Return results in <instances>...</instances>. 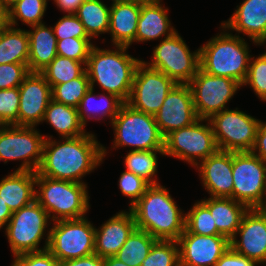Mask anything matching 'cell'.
<instances>
[{
	"mask_svg": "<svg viewBox=\"0 0 266 266\" xmlns=\"http://www.w3.org/2000/svg\"><path fill=\"white\" fill-rule=\"evenodd\" d=\"M44 137L42 160L36 171L40 176L86 184L82 178L97 168L107 154L106 147L92 133L62 138L63 142Z\"/></svg>",
	"mask_w": 266,
	"mask_h": 266,
	"instance_id": "6da1fadb",
	"label": "cell"
},
{
	"mask_svg": "<svg viewBox=\"0 0 266 266\" xmlns=\"http://www.w3.org/2000/svg\"><path fill=\"white\" fill-rule=\"evenodd\" d=\"M129 210L136 228L157 240L177 241L185 230L184 210L178 207L169 190L160 184L150 185Z\"/></svg>",
	"mask_w": 266,
	"mask_h": 266,
	"instance_id": "7a4b0ae2",
	"label": "cell"
},
{
	"mask_svg": "<svg viewBox=\"0 0 266 266\" xmlns=\"http://www.w3.org/2000/svg\"><path fill=\"white\" fill-rule=\"evenodd\" d=\"M115 50L93 46L85 65V71L94 89L97 82L106 93H112L124 103L128 101L134 74L141 60L126 53L127 46H115Z\"/></svg>",
	"mask_w": 266,
	"mask_h": 266,
	"instance_id": "3957f363",
	"label": "cell"
},
{
	"mask_svg": "<svg viewBox=\"0 0 266 266\" xmlns=\"http://www.w3.org/2000/svg\"><path fill=\"white\" fill-rule=\"evenodd\" d=\"M200 68L211 75L227 77L241 85L246 79L251 55L248 43L223 31L200 48Z\"/></svg>",
	"mask_w": 266,
	"mask_h": 266,
	"instance_id": "277c9868",
	"label": "cell"
},
{
	"mask_svg": "<svg viewBox=\"0 0 266 266\" xmlns=\"http://www.w3.org/2000/svg\"><path fill=\"white\" fill-rule=\"evenodd\" d=\"M36 187L39 190L36 189L35 200L46 210L52 222L80 219L89 210L87 184L52 179L36 173Z\"/></svg>",
	"mask_w": 266,
	"mask_h": 266,
	"instance_id": "5b68a950",
	"label": "cell"
},
{
	"mask_svg": "<svg viewBox=\"0 0 266 266\" xmlns=\"http://www.w3.org/2000/svg\"><path fill=\"white\" fill-rule=\"evenodd\" d=\"M111 125L115 133L113 148L128 146L134 151L164 150V136L154 115L136 110L125 102Z\"/></svg>",
	"mask_w": 266,
	"mask_h": 266,
	"instance_id": "8992f818",
	"label": "cell"
},
{
	"mask_svg": "<svg viewBox=\"0 0 266 266\" xmlns=\"http://www.w3.org/2000/svg\"><path fill=\"white\" fill-rule=\"evenodd\" d=\"M45 245L59 262L94 254L95 227L87 220H59L46 234Z\"/></svg>",
	"mask_w": 266,
	"mask_h": 266,
	"instance_id": "52a82bcc",
	"label": "cell"
},
{
	"mask_svg": "<svg viewBox=\"0 0 266 266\" xmlns=\"http://www.w3.org/2000/svg\"><path fill=\"white\" fill-rule=\"evenodd\" d=\"M188 47L176 31L156 45L152 61L145 63L164 73L176 84H188L200 69V49L191 52Z\"/></svg>",
	"mask_w": 266,
	"mask_h": 266,
	"instance_id": "ba28073f",
	"label": "cell"
},
{
	"mask_svg": "<svg viewBox=\"0 0 266 266\" xmlns=\"http://www.w3.org/2000/svg\"><path fill=\"white\" fill-rule=\"evenodd\" d=\"M209 121L217 147L221 151L251 152L260 121L243 111L225 109L212 115Z\"/></svg>",
	"mask_w": 266,
	"mask_h": 266,
	"instance_id": "9c48e42d",
	"label": "cell"
},
{
	"mask_svg": "<svg viewBox=\"0 0 266 266\" xmlns=\"http://www.w3.org/2000/svg\"><path fill=\"white\" fill-rule=\"evenodd\" d=\"M49 220V214L36 200L13 212L5 228L13 256L46 250L38 245L46 236Z\"/></svg>",
	"mask_w": 266,
	"mask_h": 266,
	"instance_id": "30bf717a",
	"label": "cell"
},
{
	"mask_svg": "<svg viewBox=\"0 0 266 266\" xmlns=\"http://www.w3.org/2000/svg\"><path fill=\"white\" fill-rule=\"evenodd\" d=\"M198 119L193 124L170 132L164 138V156H172L193 165L215 154L217 147L210 122ZM202 123V124H201ZM198 159V160H196Z\"/></svg>",
	"mask_w": 266,
	"mask_h": 266,
	"instance_id": "8fae6325",
	"label": "cell"
},
{
	"mask_svg": "<svg viewBox=\"0 0 266 266\" xmlns=\"http://www.w3.org/2000/svg\"><path fill=\"white\" fill-rule=\"evenodd\" d=\"M233 199L259 208L266 187V161L252 152H232Z\"/></svg>",
	"mask_w": 266,
	"mask_h": 266,
	"instance_id": "7c38bea8",
	"label": "cell"
},
{
	"mask_svg": "<svg viewBox=\"0 0 266 266\" xmlns=\"http://www.w3.org/2000/svg\"><path fill=\"white\" fill-rule=\"evenodd\" d=\"M45 137L35 127L7 125L0 133V161L22 160L16 171L36 172L41 164Z\"/></svg>",
	"mask_w": 266,
	"mask_h": 266,
	"instance_id": "4fadbf2b",
	"label": "cell"
},
{
	"mask_svg": "<svg viewBox=\"0 0 266 266\" xmlns=\"http://www.w3.org/2000/svg\"><path fill=\"white\" fill-rule=\"evenodd\" d=\"M188 85L192 92L196 114L198 118L204 120L228 109L226 104L242 86L233 79L208 74L201 68Z\"/></svg>",
	"mask_w": 266,
	"mask_h": 266,
	"instance_id": "5bb4252c",
	"label": "cell"
},
{
	"mask_svg": "<svg viewBox=\"0 0 266 266\" xmlns=\"http://www.w3.org/2000/svg\"><path fill=\"white\" fill-rule=\"evenodd\" d=\"M175 85L176 83L164 73L149 67L141 60L136 68L131 93L126 103L143 113L155 115Z\"/></svg>",
	"mask_w": 266,
	"mask_h": 266,
	"instance_id": "9a60e30c",
	"label": "cell"
},
{
	"mask_svg": "<svg viewBox=\"0 0 266 266\" xmlns=\"http://www.w3.org/2000/svg\"><path fill=\"white\" fill-rule=\"evenodd\" d=\"M164 138L172 131L189 126L199 118L188 84H176L167 94L161 108L154 115Z\"/></svg>",
	"mask_w": 266,
	"mask_h": 266,
	"instance_id": "2e32d148",
	"label": "cell"
},
{
	"mask_svg": "<svg viewBox=\"0 0 266 266\" xmlns=\"http://www.w3.org/2000/svg\"><path fill=\"white\" fill-rule=\"evenodd\" d=\"M18 89V126L37 127L52 100V88L40 72H30Z\"/></svg>",
	"mask_w": 266,
	"mask_h": 266,
	"instance_id": "e0dca14e",
	"label": "cell"
},
{
	"mask_svg": "<svg viewBox=\"0 0 266 266\" xmlns=\"http://www.w3.org/2000/svg\"><path fill=\"white\" fill-rule=\"evenodd\" d=\"M230 247L258 265L266 264V212L258 208L248 209L230 240Z\"/></svg>",
	"mask_w": 266,
	"mask_h": 266,
	"instance_id": "ac0fdd59",
	"label": "cell"
},
{
	"mask_svg": "<svg viewBox=\"0 0 266 266\" xmlns=\"http://www.w3.org/2000/svg\"><path fill=\"white\" fill-rule=\"evenodd\" d=\"M177 243L180 266H215L230 247V240L223 235L182 233Z\"/></svg>",
	"mask_w": 266,
	"mask_h": 266,
	"instance_id": "d6986e66",
	"label": "cell"
},
{
	"mask_svg": "<svg viewBox=\"0 0 266 266\" xmlns=\"http://www.w3.org/2000/svg\"><path fill=\"white\" fill-rule=\"evenodd\" d=\"M203 187L211 197L233 199L232 152L218 150L196 165Z\"/></svg>",
	"mask_w": 266,
	"mask_h": 266,
	"instance_id": "ffe728a7",
	"label": "cell"
},
{
	"mask_svg": "<svg viewBox=\"0 0 266 266\" xmlns=\"http://www.w3.org/2000/svg\"><path fill=\"white\" fill-rule=\"evenodd\" d=\"M221 28L247 35L254 44L266 43V0H244ZM231 29V30H230Z\"/></svg>",
	"mask_w": 266,
	"mask_h": 266,
	"instance_id": "44dd1931",
	"label": "cell"
},
{
	"mask_svg": "<svg viewBox=\"0 0 266 266\" xmlns=\"http://www.w3.org/2000/svg\"><path fill=\"white\" fill-rule=\"evenodd\" d=\"M136 228L132 212L121 211L95 228L94 253L101 258L113 257Z\"/></svg>",
	"mask_w": 266,
	"mask_h": 266,
	"instance_id": "7402d4cb",
	"label": "cell"
},
{
	"mask_svg": "<svg viewBox=\"0 0 266 266\" xmlns=\"http://www.w3.org/2000/svg\"><path fill=\"white\" fill-rule=\"evenodd\" d=\"M108 33L114 46L129 47L135 42L141 1L115 2L110 5Z\"/></svg>",
	"mask_w": 266,
	"mask_h": 266,
	"instance_id": "603a6c76",
	"label": "cell"
},
{
	"mask_svg": "<svg viewBox=\"0 0 266 266\" xmlns=\"http://www.w3.org/2000/svg\"><path fill=\"white\" fill-rule=\"evenodd\" d=\"M162 0L141 1V12L137 24L135 42L156 40L165 36L170 37L175 28L171 26L168 8L161 3Z\"/></svg>",
	"mask_w": 266,
	"mask_h": 266,
	"instance_id": "cb8c5ba5",
	"label": "cell"
},
{
	"mask_svg": "<svg viewBox=\"0 0 266 266\" xmlns=\"http://www.w3.org/2000/svg\"><path fill=\"white\" fill-rule=\"evenodd\" d=\"M36 172L14 171L0 181V197L12 212L35 200Z\"/></svg>",
	"mask_w": 266,
	"mask_h": 266,
	"instance_id": "d4e9b609",
	"label": "cell"
},
{
	"mask_svg": "<svg viewBox=\"0 0 266 266\" xmlns=\"http://www.w3.org/2000/svg\"><path fill=\"white\" fill-rule=\"evenodd\" d=\"M201 202L210 210L217 231L231 240L240 226L248 207L232 198L210 197Z\"/></svg>",
	"mask_w": 266,
	"mask_h": 266,
	"instance_id": "484cf974",
	"label": "cell"
},
{
	"mask_svg": "<svg viewBox=\"0 0 266 266\" xmlns=\"http://www.w3.org/2000/svg\"><path fill=\"white\" fill-rule=\"evenodd\" d=\"M30 27L28 68L30 72H41L57 56V39L53 27L44 23Z\"/></svg>",
	"mask_w": 266,
	"mask_h": 266,
	"instance_id": "4316f807",
	"label": "cell"
},
{
	"mask_svg": "<svg viewBox=\"0 0 266 266\" xmlns=\"http://www.w3.org/2000/svg\"><path fill=\"white\" fill-rule=\"evenodd\" d=\"M43 121L51 125L61 138H75L86 134L85 126L79 119L77 108L55 102H49Z\"/></svg>",
	"mask_w": 266,
	"mask_h": 266,
	"instance_id": "83f0119b",
	"label": "cell"
},
{
	"mask_svg": "<svg viewBox=\"0 0 266 266\" xmlns=\"http://www.w3.org/2000/svg\"><path fill=\"white\" fill-rule=\"evenodd\" d=\"M93 92L94 89L90 88L85 93V96L80 100L77 107L80 121L84 126H86L88 119L90 118L101 120V118L108 116L110 117V122L112 123L124 102L112 93H100V95H95ZM97 96L100 98L99 103L95 100Z\"/></svg>",
	"mask_w": 266,
	"mask_h": 266,
	"instance_id": "f1b7e54d",
	"label": "cell"
},
{
	"mask_svg": "<svg viewBox=\"0 0 266 266\" xmlns=\"http://www.w3.org/2000/svg\"><path fill=\"white\" fill-rule=\"evenodd\" d=\"M29 35L27 30L9 26L0 34V64H28Z\"/></svg>",
	"mask_w": 266,
	"mask_h": 266,
	"instance_id": "f546056e",
	"label": "cell"
},
{
	"mask_svg": "<svg viewBox=\"0 0 266 266\" xmlns=\"http://www.w3.org/2000/svg\"><path fill=\"white\" fill-rule=\"evenodd\" d=\"M110 9L101 0H85L75 15L84 25L88 36L92 39L100 34L108 33Z\"/></svg>",
	"mask_w": 266,
	"mask_h": 266,
	"instance_id": "4dcf8cb0",
	"label": "cell"
},
{
	"mask_svg": "<svg viewBox=\"0 0 266 266\" xmlns=\"http://www.w3.org/2000/svg\"><path fill=\"white\" fill-rule=\"evenodd\" d=\"M156 241L146 231L135 228L114 257L129 266H141Z\"/></svg>",
	"mask_w": 266,
	"mask_h": 266,
	"instance_id": "1f68e13d",
	"label": "cell"
},
{
	"mask_svg": "<svg viewBox=\"0 0 266 266\" xmlns=\"http://www.w3.org/2000/svg\"><path fill=\"white\" fill-rule=\"evenodd\" d=\"M157 153L164 156V150H130L124 161L126 170L143 178L150 185L159 184L153 178L156 177L158 168Z\"/></svg>",
	"mask_w": 266,
	"mask_h": 266,
	"instance_id": "d6a6232c",
	"label": "cell"
},
{
	"mask_svg": "<svg viewBox=\"0 0 266 266\" xmlns=\"http://www.w3.org/2000/svg\"><path fill=\"white\" fill-rule=\"evenodd\" d=\"M84 72L83 62L57 55L40 73L53 88L57 84L80 77Z\"/></svg>",
	"mask_w": 266,
	"mask_h": 266,
	"instance_id": "836d02e7",
	"label": "cell"
},
{
	"mask_svg": "<svg viewBox=\"0 0 266 266\" xmlns=\"http://www.w3.org/2000/svg\"><path fill=\"white\" fill-rule=\"evenodd\" d=\"M48 0H19L9 8V24L18 25L17 20L28 26L42 24Z\"/></svg>",
	"mask_w": 266,
	"mask_h": 266,
	"instance_id": "e575fe53",
	"label": "cell"
},
{
	"mask_svg": "<svg viewBox=\"0 0 266 266\" xmlns=\"http://www.w3.org/2000/svg\"><path fill=\"white\" fill-rule=\"evenodd\" d=\"M91 88L86 71L78 78L57 84L52 88V99L55 102L77 108L80 100Z\"/></svg>",
	"mask_w": 266,
	"mask_h": 266,
	"instance_id": "d590c367",
	"label": "cell"
},
{
	"mask_svg": "<svg viewBox=\"0 0 266 266\" xmlns=\"http://www.w3.org/2000/svg\"><path fill=\"white\" fill-rule=\"evenodd\" d=\"M183 233H194L205 236L221 235L217 231L210 210L201 201H197L190 208V211L185 213V230Z\"/></svg>",
	"mask_w": 266,
	"mask_h": 266,
	"instance_id": "8d00e7d4",
	"label": "cell"
},
{
	"mask_svg": "<svg viewBox=\"0 0 266 266\" xmlns=\"http://www.w3.org/2000/svg\"><path fill=\"white\" fill-rule=\"evenodd\" d=\"M141 266H180L177 241L157 240Z\"/></svg>",
	"mask_w": 266,
	"mask_h": 266,
	"instance_id": "74e56055",
	"label": "cell"
},
{
	"mask_svg": "<svg viewBox=\"0 0 266 266\" xmlns=\"http://www.w3.org/2000/svg\"><path fill=\"white\" fill-rule=\"evenodd\" d=\"M93 46L91 38H65L57 40V55L83 62L86 65Z\"/></svg>",
	"mask_w": 266,
	"mask_h": 266,
	"instance_id": "f35d334b",
	"label": "cell"
},
{
	"mask_svg": "<svg viewBox=\"0 0 266 266\" xmlns=\"http://www.w3.org/2000/svg\"><path fill=\"white\" fill-rule=\"evenodd\" d=\"M250 85L255 94L266 101V53L251 57L247 76L242 86Z\"/></svg>",
	"mask_w": 266,
	"mask_h": 266,
	"instance_id": "ab89813d",
	"label": "cell"
},
{
	"mask_svg": "<svg viewBox=\"0 0 266 266\" xmlns=\"http://www.w3.org/2000/svg\"><path fill=\"white\" fill-rule=\"evenodd\" d=\"M19 100L18 87L0 89V119L7 125H18Z\"/></svg>",
	"mask_w": 266,
	"mask_h": 266,
	"instance_id": "60d3db41",
	"label": "cell"
},
{
	"mask_svg": "<svg viewBox=\"0 0 266 266\" xmlns=\"http://www.w3.org/2000/svg\"><path fill=\"white\" fill-rule=\"evenodd\" d=\"M118 185L122 194L131 199L129 208L142 197L150 186L143 178L127 170L121 173Z\"/></svg>",
	"mask_w": 266,
	"mask_h": 266,
	"instance_id": "b9f144b4",
	"label": "cell"
},
{
	"mask_svg": "<svg viewBox=\"0 0 266 266\" xmlns=\"http://www.w3.org/2000/svg\"><path fill=\"white\" fill-rule=\"evenodd\" d=\"M57 40L65 38H90L84 25L75 14H67L57 21L53 27Z\"/></svg>",
	"mask_w": 266,
	"mask_h": 266,
	"instance_id": "7bdbcfd3",
	"label": "cell"
},
{
	"mask_svg": "<svg viewBox=\"0 0 266 266\" xmlns=\"http://www.w3.org/2000/svg\"><path fill=\"white\" fill-rule=\"evenodd\" d=\"M29 73L28 64H0V89L19 87Z\"/></svg>",
	"mask_w": 266,
	"mask_h": 266,
	"instance_id": "ee69618b",
	"label": "cell"
},
{
	"mask_svg": "<svg viewBox=\"0 0 266 266\" xmlns=\"http://www.w3.org/2000/svg\"><path fill=\"white\" fill-rule=\"evenodd\" d=\"M11 266H60V262L46 249L14 256Z\"/></svg>",
	"mask_w": 266,
	"mask_h": 266,
	"instance_id": "f6af8a7d",
	"label": "cell"
},
{
	"mask_svg": "<svg viewBox=\"0 0 266 266\" xmlns=\"http://www.w3.org/2000/svg\"><path fill=\"white\" fill-rule=\"evenodd\" d=\"M256 262L250 260L246 256L237 253L231 247L221 256L215 266H256Z\"/></svg>",
	"mask_w": 266,
	"mask_h": 266,
	"instance_id": "bcb514c9",
	"label": "cell"
},
{
	"mask_svg": "<svg viewBox=\"0 0 266 266\" xmlns=\"http://www.w3.org/2000/svg\"><path fill=\"white\" fill-rule=\"evenodd\" d=\"M251 152L266 161V122L262 120H260L255 145Z\"/></svg>",
	"mask_w": 266,
	"mask_h": 266,
	"instance_id": "7dc6e473",
	"label": "cell"
},
{
	"mask_svg": "<svg viewBox=\"0 0 266 266\" xmlns=\"http://www.w3.org/2000/svg\"><path fill=\"white\" fill-rule=\"evenodd\" d=\"M60 266H103V258L94 253L86 257L61 261Z\"/></svg>",
	"mask_w": 266,
	"mask_h": 266,
	"instance_id": "c3c4849f",
	"label": "cell"
},
{
	"mask_svg": "<svg viewBox=\"0 0 266 266\" xmlns=\"http://www.w3.org/2000/svg\"><path fill=\"white\" fill-rule=\"evenodd\" d=\"M85 0H54L57 7L60 11H64L68 14H75L78 7L84 2Z\"/></svg>",
	"mask_w": 266,
	"mask_h": 266,
	"instance_id": "681fc988",
	"label": "cell"
},
{
	"mask_svg": "<svg viewBox=\"0 0 266 266\" xmlns=\"http://www.w3.org/2000/svg\"><path fill=\"white\" fill-rule=\"evenodd\" d=\"M13 212L0 197V230L8 224Z\"/></svg>",
	"mask_w": 266,
	"mask_h": 266,
	"instance_id": "f907efd6",
	"label": "cell"
},
{
	"mask_svg": "<svg viewBox=\"0 0 266 266\" xmlns=\"http://www.w3.org/2000/svg\"><path fill=\"white\" fill-rule=\"evenodd\" d=\"M9 26V9L0 4V34Z\"/></svg>",
	"mask_w": 266,
	"mask_h": 266,
	"instance_id": "816d5d0a",
	"label": "cell"
},
{
	"mask_svg": "<svg viewBox=\"0 0 266 266\" xmlns=\"http://www.w3.org/2000/svg\"><path fill=\"white\" fill-rule=\"evenodd\" d=\"M103 266H129L122 261H119L117 258L107 257L103 259Z\"/></svg>",
	"mask_w": 266,
	"mask_h": 266,
	"instance_id": "f5cc1de1",
	"label": "cell"
},
{
	"mask_svg": "<svg viewBox=\"0 0 266 266\" xmlns=\"http://www.w3.org/2000/svg\"><path fill=\"white\" fill-rule=\"evenodd\" d=\"M17 1L19 0H0V4L3 7H6L7 9H9L13 4H15Z\"/></svg>",
	"mask_w": 266,
	"mask_h": 266,
	"instance_id": "db71d44e",
	"label": "cell"
},
{
	"mask_svg": "<svg viewBox=\"0 0 266 266\" xmlns=\"http://www.w3.org/2000/svg\"><path fill=\"white\" fill-rule=\"evenodd\" d=\"M258 209L261 210V211L266 212V187H265V194H264L263 202H262L261 206Z\"/></svg>",
	"mask_w": 266,
	"mask_h": 266,
	"instance_id": "11a10c76",
	"label": "cell"
},
{
	"mask_svg": "<svg viewBox=\"0 0 266 266\" xmlns=\"http://www.w3.org/2000/svg\"><path fill=\"white\" fill-rule=\"evenodd\" d=\"M6 126L7 124L2 119H0V133L4 130Z\"/></svg>",
	"mask_w": 266,
	"mask_h": 266,
	"instance_id": "9f6ffc18",
	"label": "cell"
},
{
	"mask_svg": "<svg viewBox=\"0 0 266 266\" xmlns=\"http://www.w3.org/2000/svg\"><path fill=\"white\" fill-rule=\"evenodd\" d=\"M131 1H146V0H112L113 3H115V2H131Z\"/></svg>",
	"mask_w": 266,
	"mask_h": 266,
	"instance_id": "6f0895ef",
	"label": "cell"
}]
</instances>
